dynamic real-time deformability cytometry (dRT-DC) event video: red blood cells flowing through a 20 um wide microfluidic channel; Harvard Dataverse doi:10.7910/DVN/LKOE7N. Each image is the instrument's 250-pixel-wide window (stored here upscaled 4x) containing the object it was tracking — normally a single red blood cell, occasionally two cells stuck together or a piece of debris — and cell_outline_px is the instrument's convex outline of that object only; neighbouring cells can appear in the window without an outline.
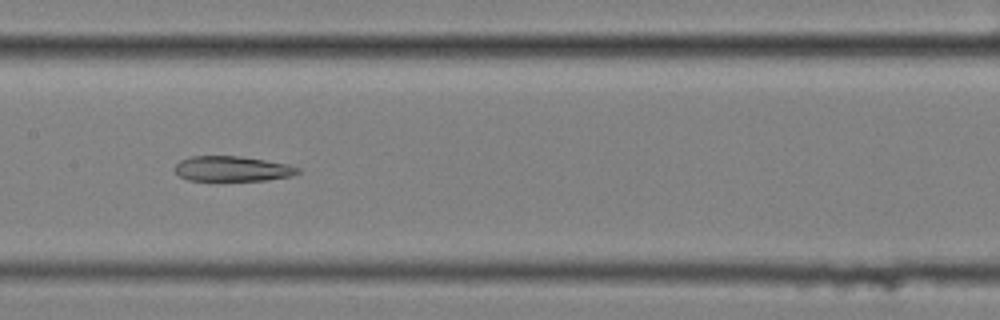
{"species": "common noctule bat (a hibernating species)", "species_latin": "Nyctalus noctula", "temperature_condition": "cold", "stored_images_in_passage": 9, "camera_frame_rate_fps": 3000, "um_per_image_px": 0.085, "animal": {"sex": "female", "body_mass_g": 25.1}, "frame": {"image": 1, "passage_image": 8, "time_ms": 2.333, "image_size_px": [1000, 320], "cell_outline_px": [[300, 172], [292, 176], [268, 180], [188, 180], [180, 176], [172, 168], [180, 160], [192, 156], [240, 156], [288, 164], [300, 168]], "centroid_in_image_um": [19.74, 14.34], "position_along_channel_um": 187.7, "area_um2": 18.03}}
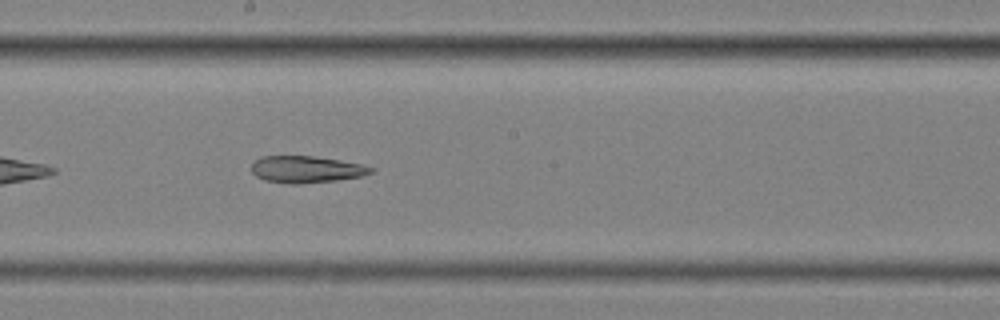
{"frame": {"image": 2, "passage_image": 9, "time_ms": 2.667, "image_size_px": [1000, 320], "cell_outline_px": [[376, 172], [360, 176], [336, 180], [296, 184], [288, 184], [264, 180], [256, 176], [252, 172], [252, 164], [256, 160], [264, 156], [312, 156], [340, 160], [360, 164], [376, 168]], "centroid_in_image_um": [26.05, 14.4], "position_along_channel_um": 222.1, "area_um2": 18.61}}